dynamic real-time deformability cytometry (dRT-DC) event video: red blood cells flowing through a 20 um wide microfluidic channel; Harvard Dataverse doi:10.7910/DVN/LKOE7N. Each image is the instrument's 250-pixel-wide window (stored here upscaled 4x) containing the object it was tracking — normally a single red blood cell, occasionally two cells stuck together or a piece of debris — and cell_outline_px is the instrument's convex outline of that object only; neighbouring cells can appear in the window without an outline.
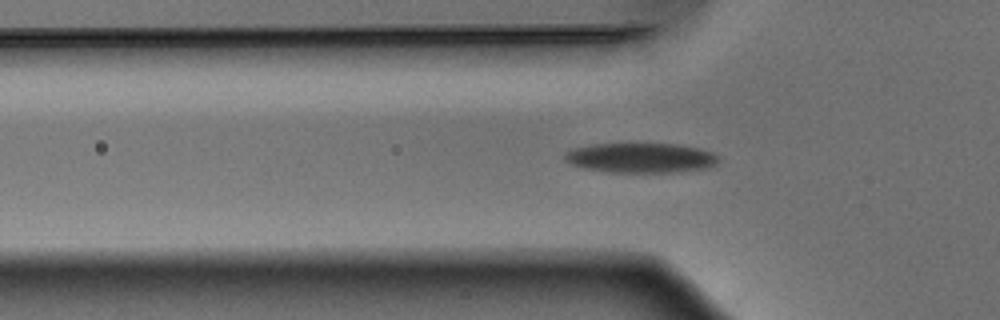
{"species": "Egyptian fruit bat (a non-hibernating species)", "species_latin": "Rousettus aegyptiacus", "temperature_condition": "warm", "stored_images_in_passage": 39, "camera_frame_rate_fps": 3000, "um_per_image_px": 0.085, "animal": {"sex": "male"}, "frame": {"image": 1, "passage_image": 3, "time_ms": 0.667, "image_size_px": [1000, 320], "cell_outline_px": [[720, 160], [716, 164], [708, 168], [672, 172], [612, 172], [584, 168], [572, 164], [564, 160], [564, 156], [572, 148], [592, 144], [676, 144], [700, 148], [712, 152]], "centroid_in_image_um": [54.48, 13.41], "position_along_channel_um": 71.3, "area_um2": 26.59}}
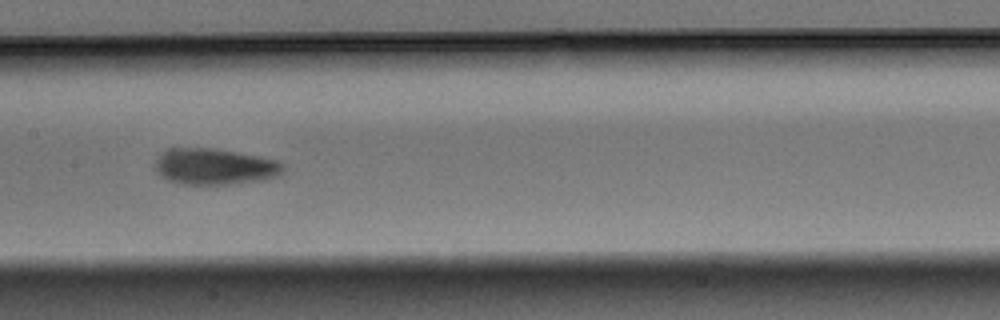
{"frame": {"image": 2, "passage_image": 12, "time_ms": 3.667, "image_size_px": [1000, 320], "cell_outline_px": [[284, 172], [280, 176], [264, 180], [236, 184], [180, 184], [168, 180], [160, 176], [156, 172], [156, 156], [160, 152], [168, 148], [216, 148], [260, 156], [280, 160], [284, 164]], "centroid_in_image_um": [18.28, 14.15], "position_along_channel_um": 189.1, "area_um2": 27.69}}
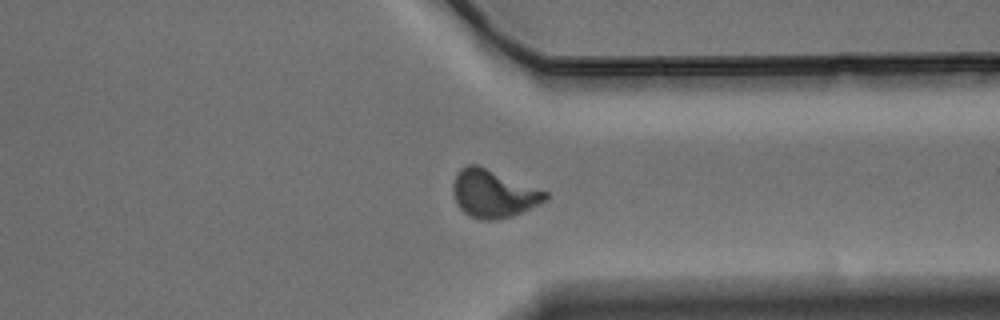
{"frame": {"image": 3, "passage_image": 26, "time_ms": 8.333, "image_size_px": [1000, 320], "cell_outline_px": [[548, 200], [520, 212], [496, 220], [484, 220], [468, 216], [456, 204], [452, 192], [452, 184], [456, 172], [460, 168], [468, 164], [476, 164], [548, 192]], "centroid_in_image_um": [41.89, 16.45], "position_along_channel_um": 369.5, "area_um2": 25.61}, "authors_computed_cell_mechanics": {"area_um2": 25.6632, "velocity_mm_per_s": 3.8923, "shape_relaxation_time_tau1_ms": 2.9906, "shape_relaxation_time_tau2_ms": 2.4638, "deformation_change_tau1": 0.162, "deformation_change_tau2": 0.0834}}